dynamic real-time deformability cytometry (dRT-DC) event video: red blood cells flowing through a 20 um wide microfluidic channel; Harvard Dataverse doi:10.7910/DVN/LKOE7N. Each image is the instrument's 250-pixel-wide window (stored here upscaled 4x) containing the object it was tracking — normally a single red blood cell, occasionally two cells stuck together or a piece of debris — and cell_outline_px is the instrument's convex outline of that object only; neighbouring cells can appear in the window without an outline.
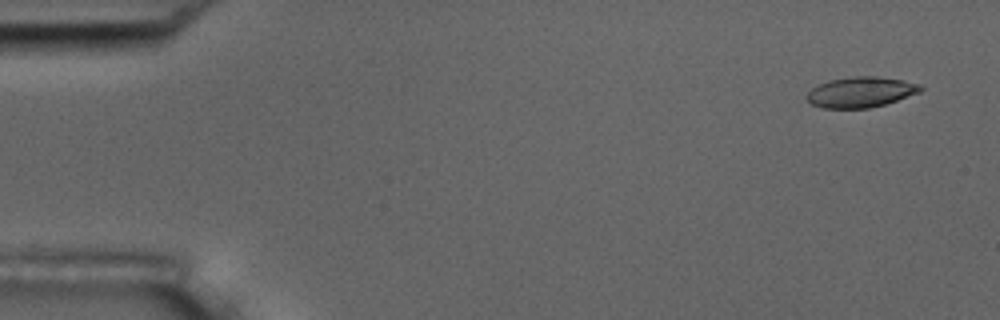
{"species": "common noctule bat (a hibernating species)", "species_latin": "Nyctalus noctula", "temperature_condition": "room temperature", "stored_images_in_passage": 6, "camera_frame_rate_fps": 3000, "um_per_image_px": 0.085, "animal": {"sex": "male", "body_mass_g": 17.5, "forearm_length_mm": 52.3}, "frame": {"image": 1, "passage_image": 1, "time_ms": 0.0, "image_size_px": [1000, 320], "cell_outline_px": [[924, 88], [920, 92], [884, 104], [868, 108], [824, 108], [812, 104], [804, 96], [812, 88], [828, 80], [856, 76], [876, 76], [904, 80], [920, 84]], "centroid_in_image_um": [73.16, 7.82], "position_along_channel_um": 11.8, "area_um2": 20.11}}
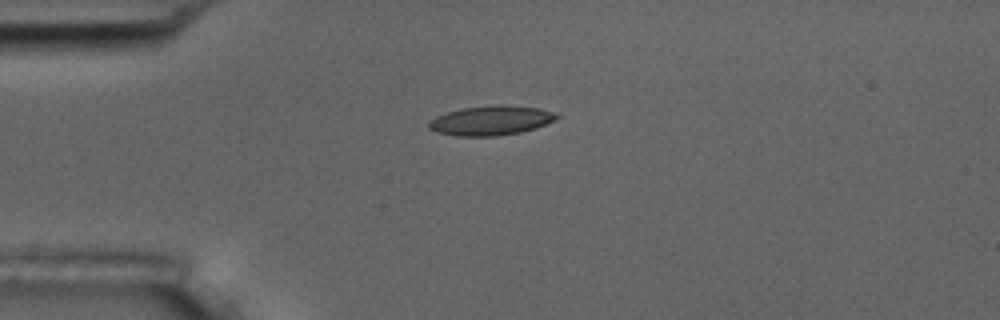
{"frame": {"image": 2, "passage_image": 4, "time_ms": 3.667, "image_size_px": [1000, 320], "cell_outline_px": [[560, 116], [556, 120], [536, 128], [520, 132], [496, 136], [456, 136], [436, 132], [428, 128], [428, 120], [436, 116], [460, 108], [492, 104], [504, 104], [540, 108], [552, 112]], "centroid_in_image_um": [41.71, 10.23], "position_along_channel_um": 43.3, "area_um2": 22.31}}